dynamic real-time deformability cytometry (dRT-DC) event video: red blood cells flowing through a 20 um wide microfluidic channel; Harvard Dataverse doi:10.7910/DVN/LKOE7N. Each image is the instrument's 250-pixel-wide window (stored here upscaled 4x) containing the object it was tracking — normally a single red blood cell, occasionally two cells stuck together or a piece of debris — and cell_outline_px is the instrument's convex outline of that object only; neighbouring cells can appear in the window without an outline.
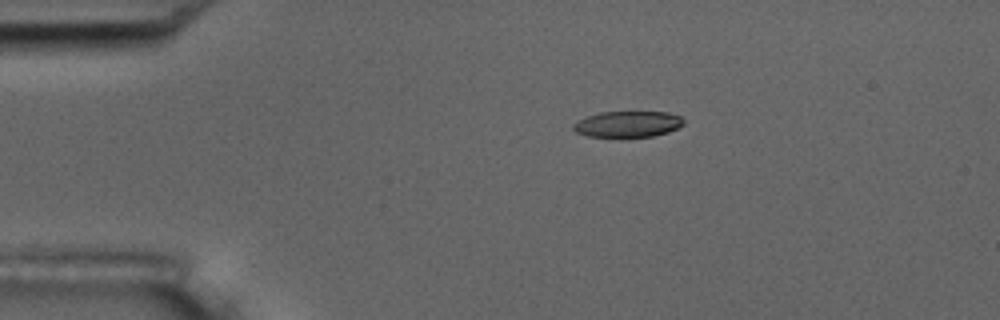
{"species": "common noctule bat (a hibernating species)", "species_latin": "Nyctalus noctula", "temperature_condition": "room temperature", "stored_images_in_passage": 6, "camera_frame_rate_fps": 3000, "um_per_image_px": 0.085, "animal": {"sex": "male", "body_mass_g": 17.5, "forearm_length_mm": 52.3}, "frame": {"image": 1, "passage_image": 1, "time_ms": 0.0, "image_size_px": [1000, 320], "cell_outline_px": [[684, 124], [668, 132], [652, 136], [588, 136], [576, 132], [572, 128], [572, 124], [576, 120], [600, 112], [668, 112], [680, 116], [684, 120]], "centroid_in_image_um": [53.34, 10.53], "position_along_channel_um": 31.7, "area_um2": 16.59}}
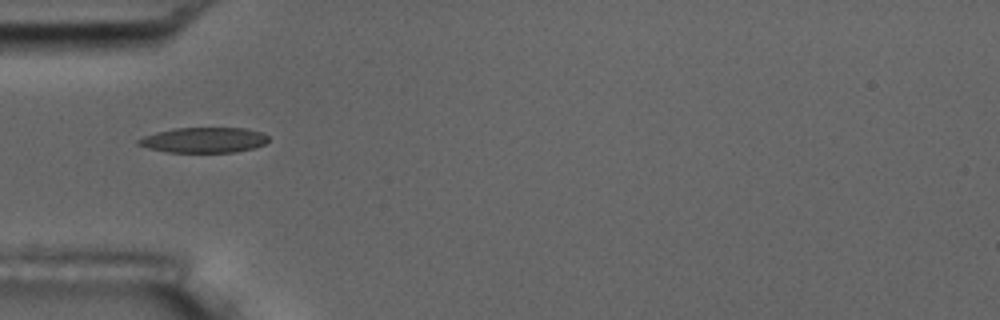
{"frame": {"image": 2, "passage_image": 3, "time_ms": 2.333, "image_size_px": [1000, 320], "cell_outline_px": [[268, 140], [264, 144], [252, 148], [232, 152], [168, 152], [148, 148], [136, 144], [136, 140], [144, 136], [156, 132], [176, 128], [244, 128], [264, 132], [268, 136]], "centroid_in_image_um": [17.31, 11.9], "position_along_channel_um": 67.7, "area_um2": 19.13}}
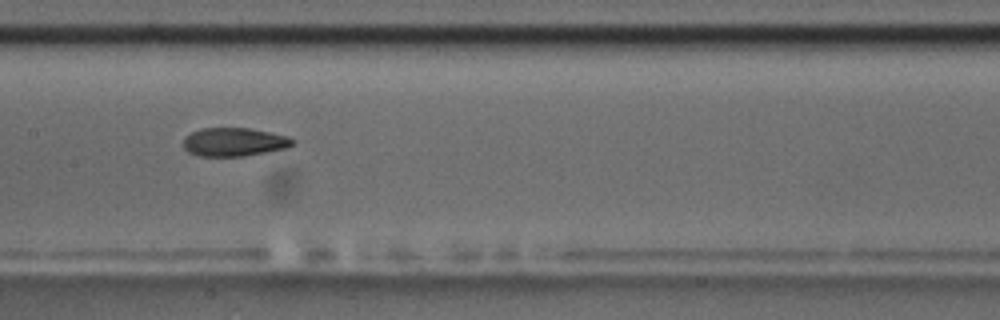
{"frame": {"image": 3, "passage_image": 6, "time_ms": 5.667, "image_size_px": [1000, 320], "cell_outline_px": [[296, 144], [288, 148], [244, 156], [200, 156], [188, 152], [184, 148], [184, 136], [192, 132], [204, 128], [248, 128], [288, 136], [296, 140]], "centroid_in_image_um": [19.94, 12.07], "position_along_channel_um": 187.5, "area_um2": 18.21}}